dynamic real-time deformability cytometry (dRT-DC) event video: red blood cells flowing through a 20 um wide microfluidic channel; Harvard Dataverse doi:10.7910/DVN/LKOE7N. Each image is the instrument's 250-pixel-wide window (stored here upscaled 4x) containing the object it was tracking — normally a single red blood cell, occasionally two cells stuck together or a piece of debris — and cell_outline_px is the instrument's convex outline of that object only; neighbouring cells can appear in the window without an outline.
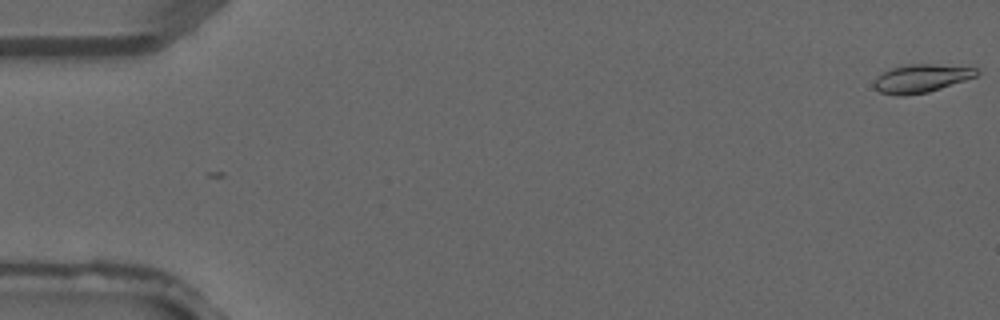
{"species": "common noctule bat (a hibernating species)", "species_latin": "Nyctalus noctula", "temperature_condition": "warm", "stored_images_in_passage": 4, "camera_frame_rate_fps": 3000, "um_per_image_px": 0.085, "animal": {"sex": "male", "forearm_length_mm": 52.5}, "frame": {"image": 1, "passage_image": 1, "time_ms": 0.0, "image_size_px": [1000, 320], "cell_outline_px": [[980, 72], [976, 76], [928, 92], [904, 96], [896, 96], [880, 92], [872, 84], [876, 76], [892, 68], [912, 64], [932, 64], [976, 68]], "centroid_in_image_um": [78.26, 6.67], "position_along_channel_um": 6.7, "area_um2": 16.65}}
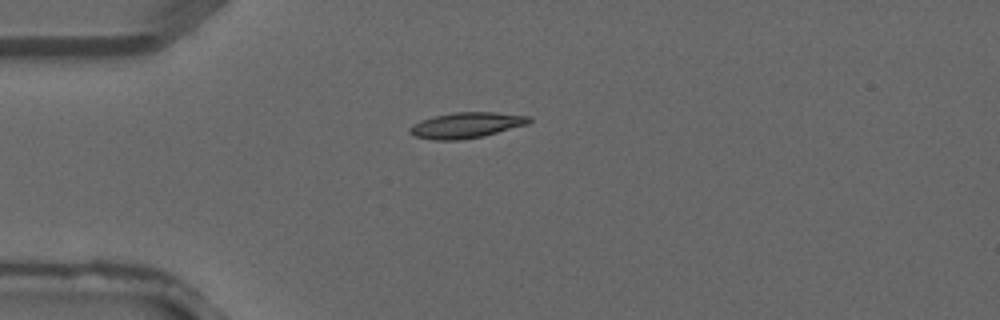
{"frame": {"image": 2, "passage_image": 4, "time_ms": 1.0, "image_size_px": [1000, 320], "cell_outline_px": [[532, 120], [528, 124], [484, 136], [460, 140], [432, 140], [416, 136], [408, 132], [408, 128], [412, 124], [420, 120], [436, 116], [456, 112], [496, 112], [532, 116]], "centroid_in_image_um": [39.65, 10.64], "position_along_channel_um": 45.3, "area_um2": 17.98}}